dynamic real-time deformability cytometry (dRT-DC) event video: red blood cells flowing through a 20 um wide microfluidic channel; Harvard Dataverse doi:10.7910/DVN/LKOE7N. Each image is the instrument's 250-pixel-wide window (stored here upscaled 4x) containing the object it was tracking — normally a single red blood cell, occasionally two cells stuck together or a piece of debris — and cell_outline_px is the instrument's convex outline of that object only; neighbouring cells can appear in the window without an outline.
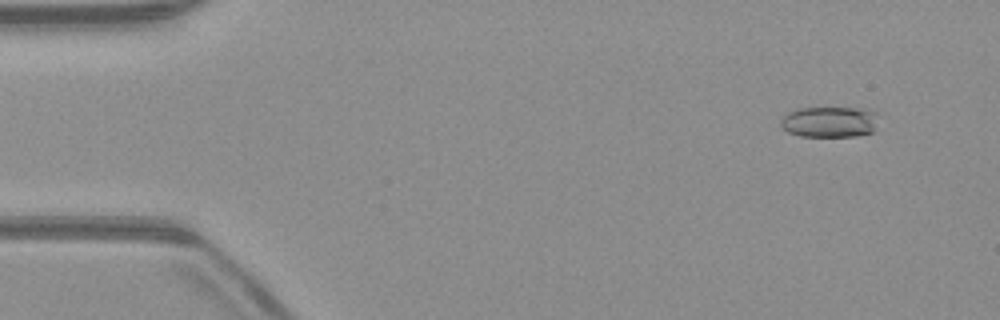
{"species": "common noctule bat (a hibernating species)", "species_latin": "Nyctalus noctula", "temperature_condition": "warm", "stored_images_in_passage": 53, "camera_frame_rate_fps": 3000, "um_per_image_px": 0.085, "animal": {"sex": "male", "body_mass_g": 23.1, "forearm_length_mm": 52.7}, "frame": {"image": 1, "passage_image": 5, "time_ms": 1.333, "image_size_px": [1000, 320], "cell_outline_px": [[876, 128], [872, 132], [856, 136], [800, 136], [788, 132], [780, 128], [780, 120], [784, 112], [796, 108], [868, 108], [876, 112]], "centroid_in_image_um": [70.46, 10.35], "position_along_channel_um": 14.5, "area_um2": 17.98}}
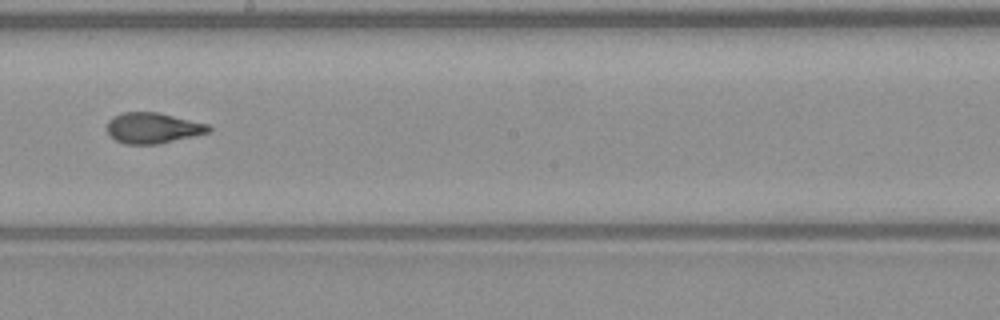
{"frame": {"image": 2, "passage_image": 30, "time_ms": 9.667, "image_size_px": [1000, 320], "cell_outline_px": [[212, 128], [208, 132], [160, 144], [124, 144], [116, 140], [108, 132], [108, 120], [112, 116], [124, 112], [160, 112], [208, 124]], "centroid_in_image_um": [12.99, 10.87], "position_along_channel_um": 235.2, "area_um2": 18.15}}
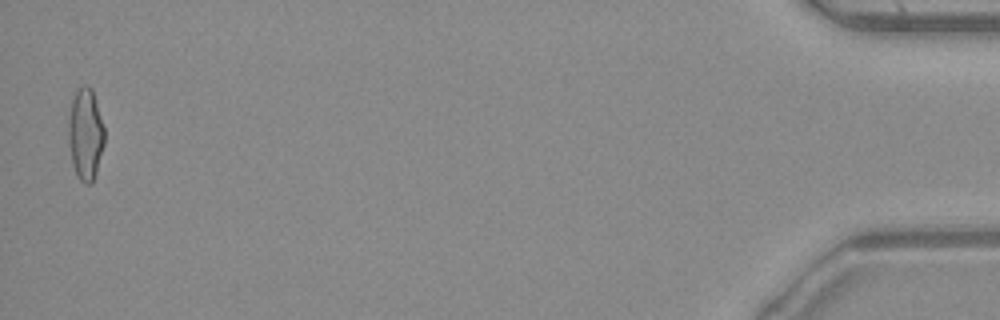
{"frame": {"image": 3, "passage_image": 52, "time_ms": 17.0, "image_size_px": [1000, 320], "cell_outline_px": [[104, 144], [96, 172], [92, 184], [84, 184], [76, 176], [72, 164], [68, 140], [68, 120], [72, 100], [76, 92], [84, 84], [88, 84], [92, 88], [104, 128]], "centroid_in_image_um": [7.26, 11.43], "position_along_channel_um": 427.9, "area_um2": 19.31}, "authors_computed_cell_mechanics": {"area_um2": 18.1492, "velocity_mm_per_s": 3.9976, "shape_relaxation_time_tau1_ms": 6.3676, "shape_relaxation_time_tau2_ms": 1.2517, "deformation_change_tau1": 0.2165, "deformation_change_tau2": 0.0787}}